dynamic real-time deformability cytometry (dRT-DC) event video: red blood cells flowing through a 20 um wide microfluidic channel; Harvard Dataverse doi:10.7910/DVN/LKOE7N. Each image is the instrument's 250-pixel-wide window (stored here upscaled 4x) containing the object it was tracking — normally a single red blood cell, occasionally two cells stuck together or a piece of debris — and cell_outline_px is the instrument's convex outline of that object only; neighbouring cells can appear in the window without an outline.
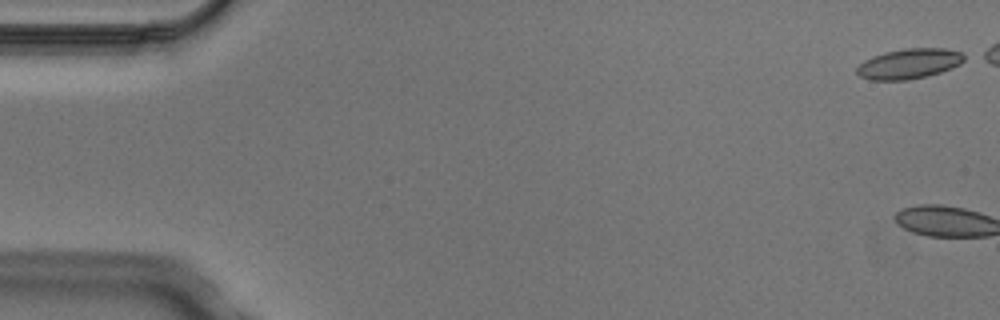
{"species": "Egyptian fruit bat (a non-hibernating species)", "species_latin": "Rousettus aegyptiacus", "temperature_condition": "cold", "stored_images_in_passage": 6, "camera_frame_rate_fps": 3000, "um_per_image_px": 0.085, "animal": {"sex": "male"}, "frame": {"image": 1, "passage_image": 1, "time_ms": 0.0, "image_size_px": [1000, 320], "cell_outline_px": [[968, 60], [952, 68], [928, 76], [908, 80], [868, 80], [860, 76], [856, 72], [856, 68], [864, 60], [872, 56], [884, 52], [904, 48], [944, 48], [960, 52], [968, 56]], "centroid_in_image_um": [77.3, 5.41], "position_along_channel_um": 7.7, "area_um2": 19.19}}
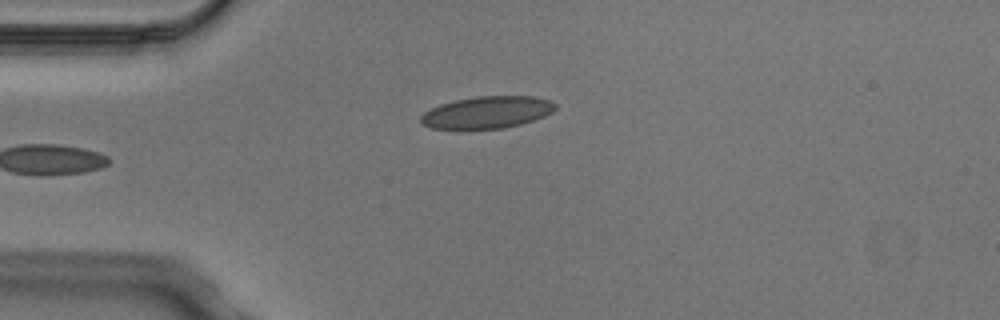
{"frame": {"image": 2, "passage_image": 6, "time_ms": 1.667, "image_size_px": [1000, 320], "cell_outline_px": [[556, 108], [552, 112], [544, 116], [520, 124], [504, 128], [432, 128], [424, 124], [420, 120], [420, 116], [424, 112], [440, 104], [452, 100], [476, 96], [532, 96], [548, 100], [556, 104]], "centroid_in_image_um": [41.4, 9.53], "position_along_channel_um": 43.6, "area_um2": 24.85}}